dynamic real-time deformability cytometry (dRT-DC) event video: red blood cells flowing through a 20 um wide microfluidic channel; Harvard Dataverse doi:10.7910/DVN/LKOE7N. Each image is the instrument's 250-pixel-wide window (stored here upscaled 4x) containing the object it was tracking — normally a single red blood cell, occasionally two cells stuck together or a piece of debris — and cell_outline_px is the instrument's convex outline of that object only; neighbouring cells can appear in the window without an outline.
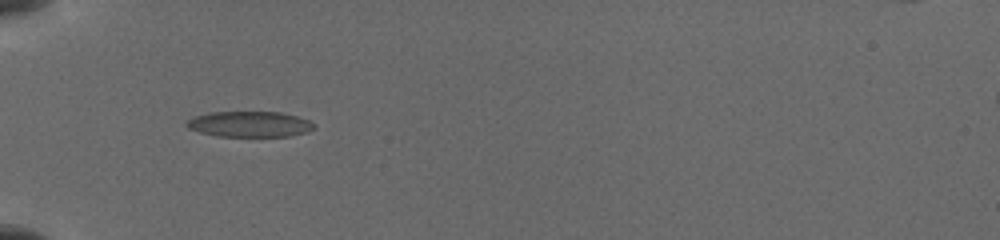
{"species": "common noctule bat (a hibernating species)", "species_latin": "Nyctalus noctula", "temperature_condition": "cold", "stored_images_in_passage": 56, "camera_frame_rate_fps": 3000, "um_per_image_px": 0.085, "animal": {"sex": "female", "body_mass_g": 19.5, "forearm_length_mm": 54.1}, "frame": {"image": 1, "passage_image": 12, "time_ms": 1.333, "image_size_px": [1000, 240], "cell_outline_px": [[316, 128], [308, 132], [288, 136], [216, 136], [200, 132], [188, 128], [184, 124], [188, 120], [196, 116], [208, 112], [280, 112], [296, 116], [308, 120]], "centroid_in_image_um": [21.2, 10.55], "position_along_channel_um": 63.8, "area_um2": 18.96}}
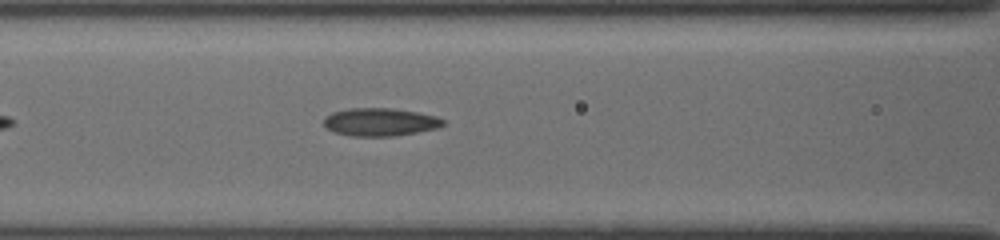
{"frame": {"image": 2, "passage_image": 25, "time_ms": 3.333, "image_size_px": [1000, 240], "cell_outline_px": [[444, 124], [436, 128], [396, 136], [348, 136], [332, 132], [324, 124], [324, 120], [332, 112], [352, 108], [388, 108], [416, 112], [432, 116], [444, 120]], "centroid_in_image_um": [32.26, 10.38], "position_along_channel_um": 134.3, "area_um2": 19.13}}
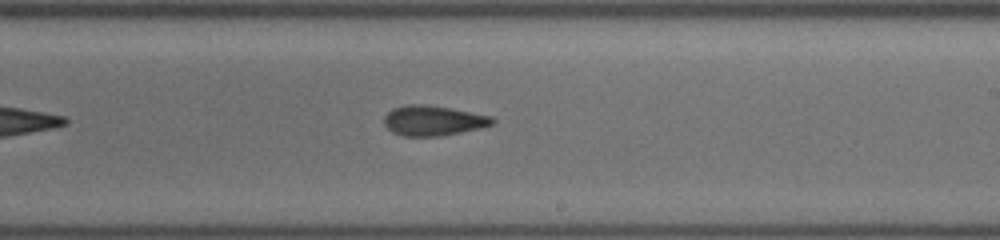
{"frame": {"image": 3, "passage_image": 49, "time_ms": 6.333, "image_size_px": [1000, 240], "cell_outline_px": [[496, 120], [492, 124], [480, 128], [440, 136], [404, 136], [392, 132], [384, 124], [384, 116], [392, 108], [408, 104], [420, 104], [448, 108], [492, 116]], "centroid_in_image_um": [36.79, 10.25], "position_along_channel_um": 252.2, "area_um2": 18.79}}